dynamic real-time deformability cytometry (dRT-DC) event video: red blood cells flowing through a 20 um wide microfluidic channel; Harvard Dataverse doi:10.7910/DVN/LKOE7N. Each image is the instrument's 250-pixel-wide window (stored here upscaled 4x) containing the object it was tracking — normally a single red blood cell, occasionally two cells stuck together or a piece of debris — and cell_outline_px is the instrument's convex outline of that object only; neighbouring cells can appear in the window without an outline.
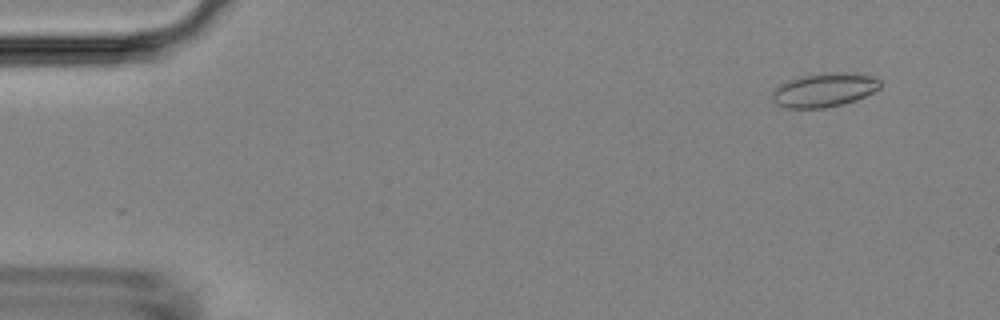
{"species": "Egyptian fruit bat (a non-hibernating species)", "species_latin": "Rousettus aegyptiacus", "temperature_condition": "room temperature", "stored_images_in_passage": 44, "camera_frame_rate_fps": 3000, "um_per_image_px": 0.085, "animal": {"sex": "female"}, "frame": {"image": 1, "passage_image": 4, "time_ms": 1.0, "image_size_px": [1000, 320], "cell_outline_px": [[880, 88], [856, 100], [844, 104], [824, 108], [784, 108], [776, 104], [772, 100], [772, 92], [780, 84], [788, 80], [804, 76], [824, 72], [844, 72], [872, 76], [880, 80]], "centroid_in_image_um": [70.04, 7.65], "position_along_channel_um": 15.0, "area_um2": 21.33}}
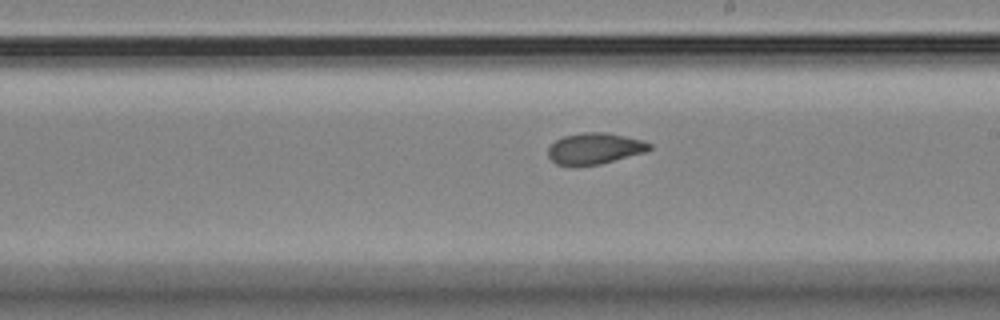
{"frame": {"image": 2, "passage_image": 28, "time_ms": 9.0, "image_size_px": [1000, 320], "cell_outline_px": [[652, 148], [644, 152], [600, 164], [576, 168], [568, 168], [556, 164], [548, 156], [548, 148], [556, 140], [564, 136], [584, 132], [608, 132], [640, 140], [652, 144]], "centroid_in_image_um": [50.49, 12.66], "position_along_channel_um": 238.5, "area_um2": 18.73}}
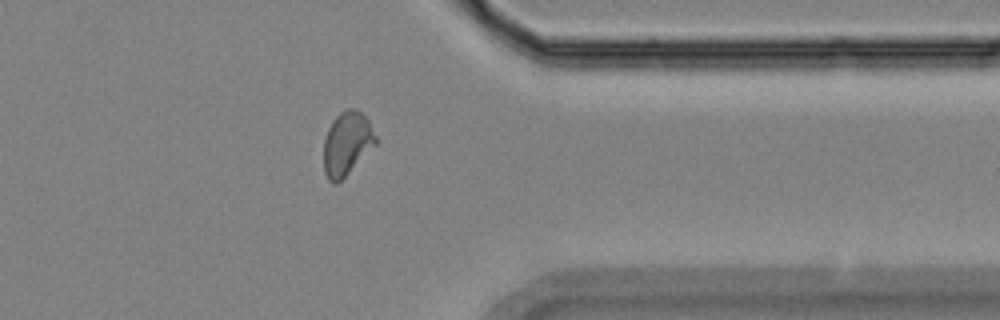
{"frame": {"image": 3, "passage_image": 39, "time_ms": 12.667, "image_size_px": [1000, 320], "cell_outline_px": [[376, 144], [336, 184], [332, 184], [328, 180], [324, 172], [324, 140], [328, 128], [332, 120], [340, 112], [348, 108], [356, 108], [368, 120], [376, 136]], "centroid_in_image_um": [29.46, 12.18], "position_along_channel_um": 381.9, "area_um2": 19.02}}